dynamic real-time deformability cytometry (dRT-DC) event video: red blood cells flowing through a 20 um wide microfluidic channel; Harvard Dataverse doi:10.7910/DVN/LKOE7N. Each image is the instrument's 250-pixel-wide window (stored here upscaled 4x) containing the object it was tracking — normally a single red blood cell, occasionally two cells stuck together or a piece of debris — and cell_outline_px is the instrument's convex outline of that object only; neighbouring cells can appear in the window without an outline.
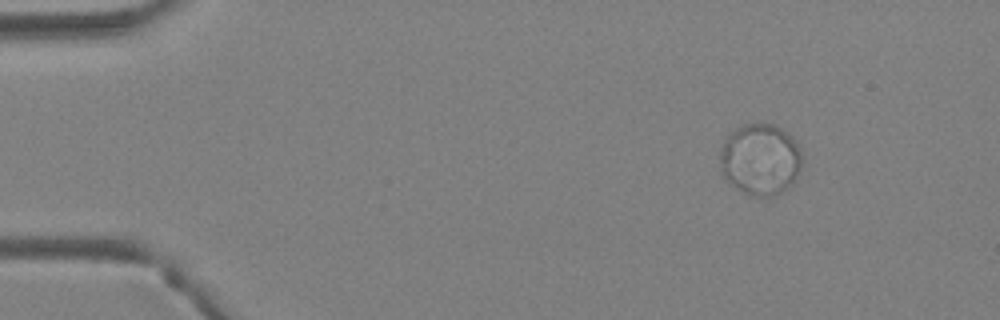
{"species": "Egyptian fruit bat (a non-hibernating species)", "species_latin": "Rousettus aegyptiacus", "temperature_condition": "warm", "stored_images_in_passage": 9, "camera_frame_rate_fps": 3000, "um_per_image_px": 0.085, "animal": {"sex": "female"}, "frame": {"image": 1, "passage_image": 1, "time_ms": 0.0, "image_size_px": [1000, 320], "cell_outline_px": [[800, 168], [792, 184], [784, 192], [772, 196], [752, 196], [744, 192], [724, 180], [720, 172], [720, 148], [724, 140], [736, 128], [748, 124], [772, 124], [780, 128], [796, 140], [800, 148]], "centroid_in_image_um": [64.6, 13.57], "position_along_channel_um": 20.4, "area_um2": 34.22}}
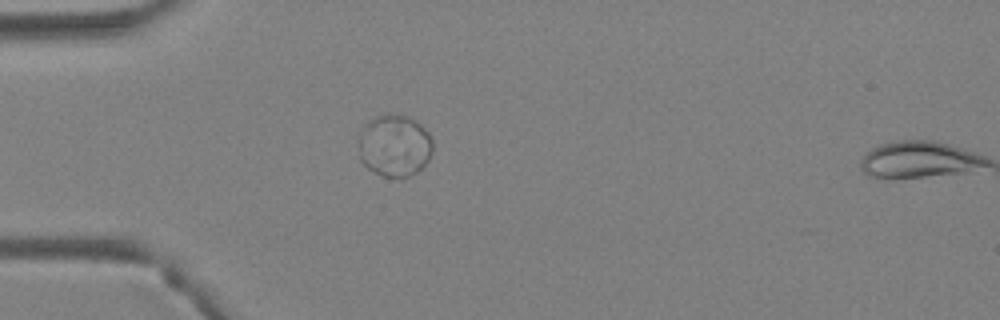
{"frame": {"image": 2, "passage_image": 8, "time_ms": 2.333, "image_size_px": [1000, 320], "cell_outline_px": [[432, 152], [428, 160], [416, 172], [408, 176], [384, 176], [368, 168], [360, 160], [356, 136], [364, 124], [376, 116], [388, 112], [408, 116], [416, 120], [428, 132], [432, 140]], "centroid_in_image_um": [33.49, 12.32], "position_along_channel_um": 51.5, "area_um2": 27.17}}